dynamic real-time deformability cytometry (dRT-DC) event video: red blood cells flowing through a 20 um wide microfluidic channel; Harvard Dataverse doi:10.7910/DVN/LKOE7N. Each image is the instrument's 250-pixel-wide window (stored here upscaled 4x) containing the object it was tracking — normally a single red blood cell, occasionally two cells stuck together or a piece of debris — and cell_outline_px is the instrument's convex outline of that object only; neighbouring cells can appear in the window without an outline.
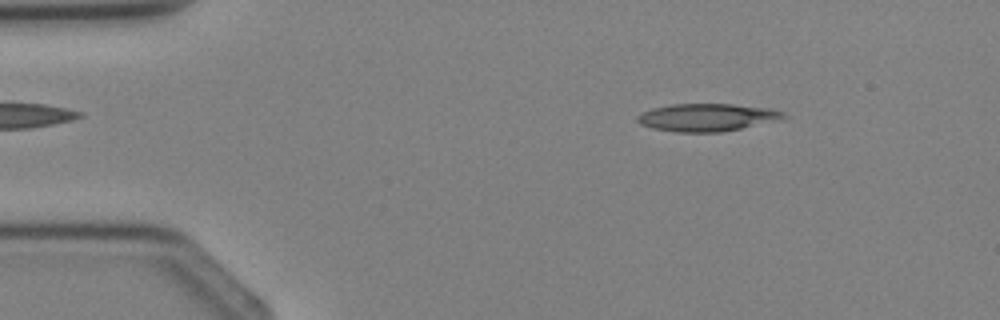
{"species": "Egyptian fruit bat (a non-hibernating species)", "species_latin": "Rousettus aegyptiacus", "temperature_condition": "cold", "stored_images_in_passage": 3, "camera_frame_rate_fps": 3000, "um_per_image_px": 0.085, "animal": {"sex": "female"}, "frame": {"image": 1, "passage_image": 2, "time_ms": 1.0, "image_size_px": [1000, 320], "cell_outline_px": [[788, 116], [784, 120], [720, 132], [676, 132], [652, 128], [640, 124], [636, 120], [636, 116], [652, 108], [672, 104], [732, 104], [768, 108], [784, 112]], "centroid_in_image_um": [60.14, 9.98], "position_along_channel_um": 24.9, "area_um2": 23.7}}